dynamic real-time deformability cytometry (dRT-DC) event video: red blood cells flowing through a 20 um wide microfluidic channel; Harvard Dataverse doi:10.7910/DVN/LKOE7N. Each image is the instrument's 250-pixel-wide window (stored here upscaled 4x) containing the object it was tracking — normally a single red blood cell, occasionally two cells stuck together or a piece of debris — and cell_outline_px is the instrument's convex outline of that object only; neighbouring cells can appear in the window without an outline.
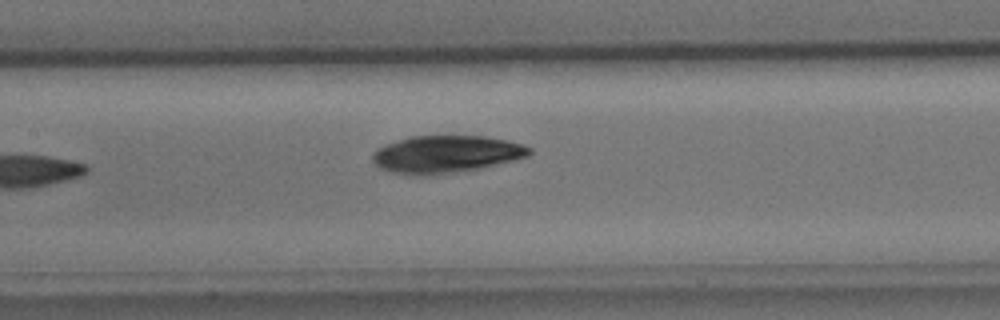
{"species": "common noctule bat (a hibernating species)", "species_latin": "Nyctalus noctula", "temperature_condition": "cold", "stored_images_in_passage": 9, "segment_of_instrument_passage": [2, 2], "camera_frame_rate_fps": 3000, "um_per_image_px": 0.085, "animal": {"sex": "male", "body_mass_g": 15.6}, "frame": {"image": 1, "passage_image": 9, "time_ms": 9.333, "image_size_px": [1000, 320], "cell_outline_px": [[532, 152], [528, 156], [480, 168], [432, 176], [416, 176], [392, 172], [380, 168], [372, 160], [372, 152], [376, 148], [384, 144], [408, 136], [484, 136], [524, 144], [532, 148]], "centroid_in_image_um": [37.86, 13.11], "position_along_channel_um": 169.5, "area_um2": 34.39}}